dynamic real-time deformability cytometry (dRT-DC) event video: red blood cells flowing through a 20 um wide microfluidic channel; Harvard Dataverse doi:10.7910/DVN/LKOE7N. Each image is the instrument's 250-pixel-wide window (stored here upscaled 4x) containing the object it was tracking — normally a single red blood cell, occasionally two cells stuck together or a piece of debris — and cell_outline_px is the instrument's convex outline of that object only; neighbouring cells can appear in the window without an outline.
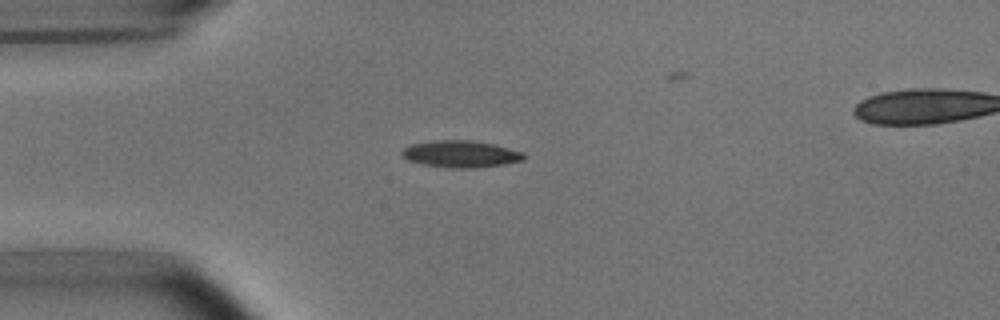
{"species": "common noctule bat (a hibernating species)", "species_latin": "Nyctalus noctula", "temperature_condition": "room temperature", "stored_images_in_passage": 32, "camera_frame_rate_fps": 3000, "um_per_image_px": 0.085, "animal": {"sex": "male", "body_mass_g": 15.6}, "frame": {"image": 1, "passage_image": 2, "time_ms": 0.333, "image_size_px": [1000, 320], "cell_outline_px": [[524, 160], [504, 164], [476, 168], [448, 168], [420, 164], [408, 160], [400, 156], [400, 152], [404, 148], [412, 144], [436, 140], [472, 140], [492, 144], [524, 152]], "centroid_in_image_um": [39.12, 13.1], "position_along_channel_um": 45.9, "area_um2": 19.19}}
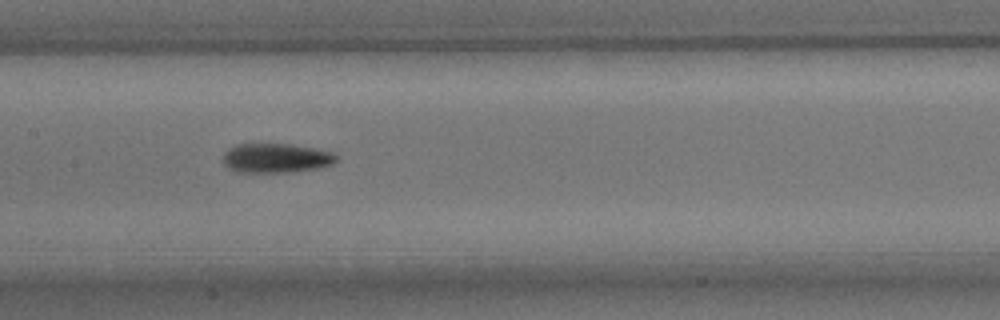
{"frame": {"image": 2, "passage_image": 14, "time_ms": 4.333, "image_size_px": [1000, 320], "cell_outline_px": [[336, 160], [332, 164], [316, 168], [288, 172], [240, 172], [228, 168], [224, 164], [224, 152], [236, 144], [288, 144], [312, 148], [332, 152], [336, 156]], "centroid_in_image_um": [23.43, 13.43], "position_along_channel_um": 184.0, "area_um2": 19.07}}
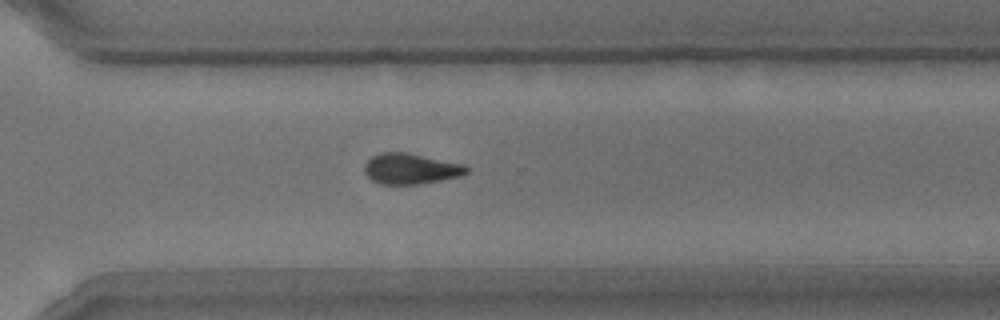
{"frame": {"image": 3, "passage_image": 26, "time_ms": 8.333, "image_size_px": [1000, 320], "cell_outline_px": [[468, 172], [460, 176], [440, 180], [416, 184], [380, 184], [372, 180], [364, 172], [364, 164], [372, 156], [380, 152], [408, 152], [464, 164], [468, 168]], "centroid_in_image_um": [34.89, 14.33], "position_along_channel_um": 335.7, "area_um2": 18.26}}